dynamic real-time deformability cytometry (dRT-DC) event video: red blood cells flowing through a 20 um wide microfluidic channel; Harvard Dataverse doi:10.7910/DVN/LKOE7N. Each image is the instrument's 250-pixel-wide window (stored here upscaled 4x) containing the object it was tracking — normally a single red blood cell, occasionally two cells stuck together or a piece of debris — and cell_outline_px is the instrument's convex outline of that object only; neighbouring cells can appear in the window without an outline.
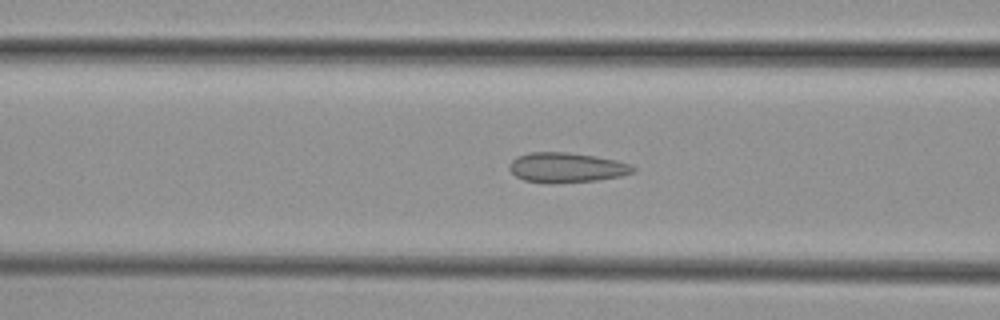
{"species": "common noctule bat (a hibernating species)", "species_latin": "Nyctalus noctula", "temperature_condition": "cold", "stored_images_in_passage": 44, "camera_frame_rate_fps": 3000, "um_per_image_px": 0.085, "animal": {"sex": "female", "body_mass_g": 29.2, "forearm_length_mm": 56.3}, "frame": {"image": 1, "passage_image": 14, "time_ms": 4.333, "image_size_px": [1000, 320], "cell_outline_px": [[636, 172], [620, 176], [596, 180], [552, 184], [548, 184], [524, 180], [516, 176], [508, 168], [508, 164], [516, 156], [528, 152], [568, 152], [596, 156], [616, 160], [632, 164], [636, 168]], "centroid_in_image_um": [48.15, 14.24], "position_along_channel_um": 118.5, "area_um2": 21.91}}
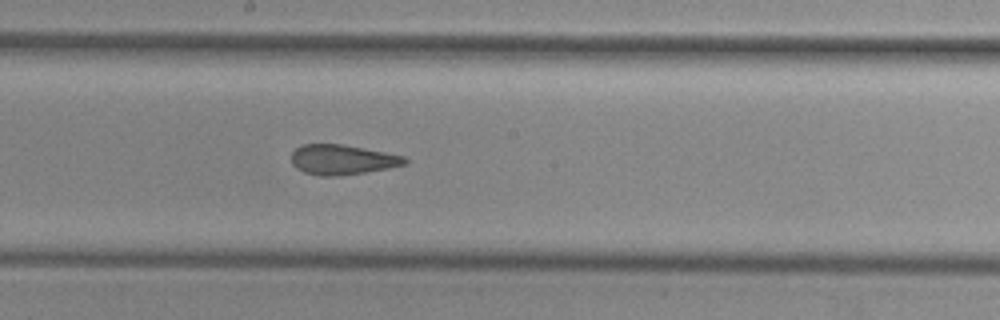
{"frame": {"image": 2, "passage_image": 22, "time_ms": 7.0, "image_size_px": [1000, 320], "cell_outline_px": [[408, 164], [388, 168], [340, 176], [320, 176], [304, 172], [296, 168], [292, 164], [292, 152], [300, 144], [340, 144], [384, 152], [404, 156], [408, 160]], "centroid_in_image_um": [29.08, 13.57], "position_along_channel_um": 219.1, "area_um2": 19.77}}
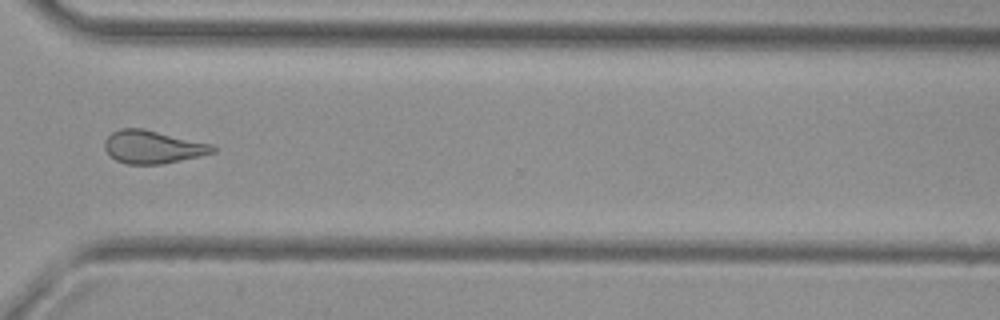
{"frame": {"image": 3, "passage_image": 33, "time_ms": 10.667, "image_size_px": [1000, 320], "cell_outline_px": [[220, 148], [216, 152], [180, 160], [160, 164], [128, 164], [116, 160], [104, 148], [104, 140], [112, 132], [120, 128], [144, 128], [212, 144]], "centroid_in_image_um": [13.01, 12.48], "position_along_channel_um": 357.6, "area_um2": 20.81}, "authors_computed_cell_mechanics": {"area_um2": 20.8658, "velocity_mm_per_s": 3.7725, "shape_relaxation_time_tau1_ms": null, "shape_relaxation_time_tau2_ms": 1.8665, "deformation_change_tau1": null, "deformation_change_tau2": 0.0769}}